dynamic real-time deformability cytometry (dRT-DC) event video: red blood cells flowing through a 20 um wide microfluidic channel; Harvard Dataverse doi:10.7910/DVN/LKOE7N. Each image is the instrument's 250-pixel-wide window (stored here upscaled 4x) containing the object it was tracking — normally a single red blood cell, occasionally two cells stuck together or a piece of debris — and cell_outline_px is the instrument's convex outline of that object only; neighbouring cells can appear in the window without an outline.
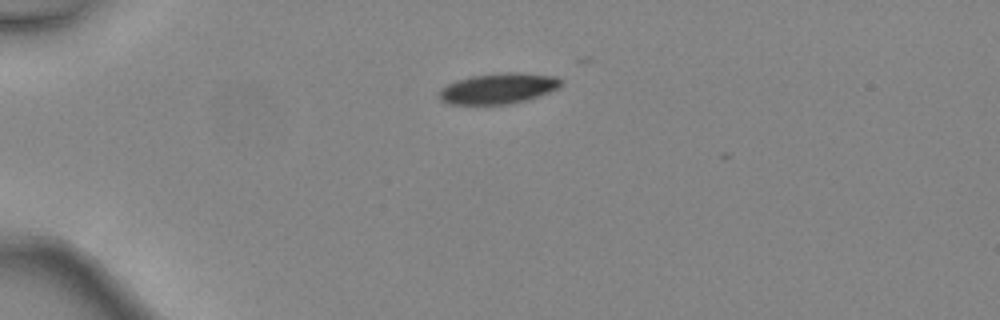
{"species": "common noctule bat (a hibernating species)", "species_latin": "Nyctalus noctula", "temperature_condition": "warm", "stored_images_in_passage": 11, "camera_frame_rate_fps": 3000, "um_per_image_px": 0.085, "animal": {"sex": "female", "body_mass_g": 24.6, "forearm_length_mm": 56.2}, "frame": {"image": 1, "passage_image": 1, "time_ms": 0.0, "image_size_px": [1000, 320], "cell_outline_px": [[564, 80], [560, 88], [512, 104], [448, 104], [440, 100], [440, 88], [456, 80], [472, 76], [508, 72], [516, 72], [556, 76]], "centroid_in_image_um": [42.37, 7.51], "position_along_channel_um": 42.6, "area_um2": 21.68}}
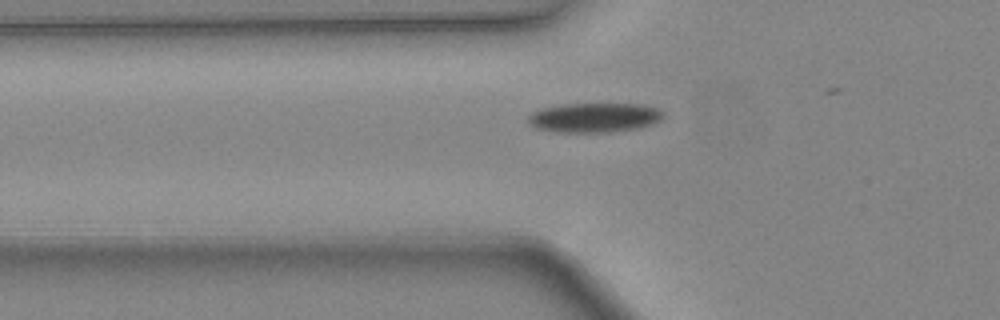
{"frame": {"image": 2, "passage_image": 6, "time_ms": 1.667, "image_size_px": [1000, 320], "cell_outline_px": [[664, 116], [660, 120], [652, 124], [640, 128], [612, 132], [556, 132], [536, 128], [528, 124], [528, 116], [532, 112], [540, 108], [564, 104], [644, 104], [656, 108], [664, 112]], "centroid_in_image_um": [50.52, 10.0], "position_along_channel_um": 75.3, "area_um2": 23.47}}
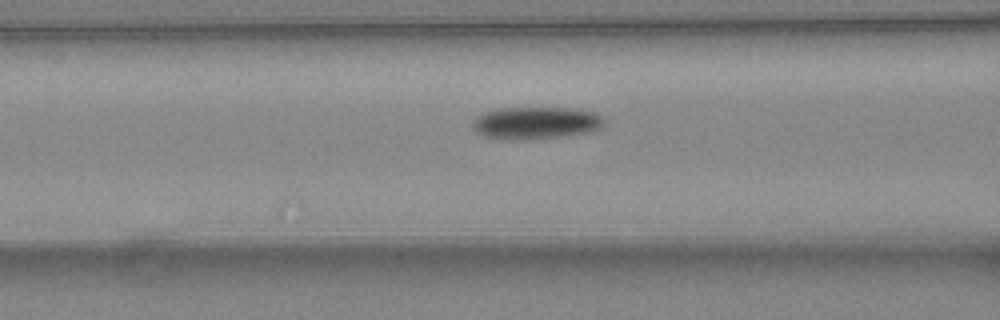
{"frame": {"image": 3, "passage_image": 9, "time_ms": 2.667, "image_size_px": [1000, 320], "cell_outline_px": [[604, 124], [600, 128], [592, 132], [564, 136], [524, 140], [516, 140], [484, 136], [476, 132], [472, 128], [472, 120], [476, 116], [484, 112], [496, 108], [572, 108], [596, 112], [604, 120]], "centroid_in_image_um": [45.54, 10.45], "position_along_channel_um": 121.1, "area_um2": 25.03}}